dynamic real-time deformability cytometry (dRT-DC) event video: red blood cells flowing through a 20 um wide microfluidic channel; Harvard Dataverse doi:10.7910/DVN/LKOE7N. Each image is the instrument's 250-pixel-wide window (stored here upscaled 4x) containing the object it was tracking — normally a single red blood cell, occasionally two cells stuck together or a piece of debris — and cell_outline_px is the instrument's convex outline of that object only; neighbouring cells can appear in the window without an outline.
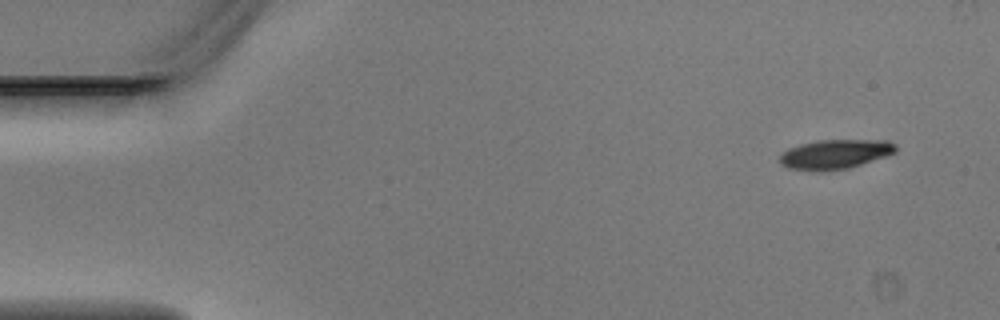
{"species": "Egyptian fruit bat (a non-hibernating species)", "species_latin": "Rousettus aegyptiacus", "temperature_condition": "warm", "stored_images_in_passage": 4, "camera_frame_rate_fps": 3000, "um_per_image_px": 0.085, "animal": {"sex": "male"}, "frame": {"image": 1, "passage_image": 2, "time_ms": 0.333, "image_size_px": [1000, 320], "cell_outline_px": [[896, 152], [888, 156], [848, 168], [788, 168], [780, 164], [780, 156], [788, 148], [800, 144], [816, 140], [888, 140], [896, 144]], "centroid_in_image_um": [71.06, 13.05], "position_along_channel_um": 13.9, "area_um2": 19.25}}